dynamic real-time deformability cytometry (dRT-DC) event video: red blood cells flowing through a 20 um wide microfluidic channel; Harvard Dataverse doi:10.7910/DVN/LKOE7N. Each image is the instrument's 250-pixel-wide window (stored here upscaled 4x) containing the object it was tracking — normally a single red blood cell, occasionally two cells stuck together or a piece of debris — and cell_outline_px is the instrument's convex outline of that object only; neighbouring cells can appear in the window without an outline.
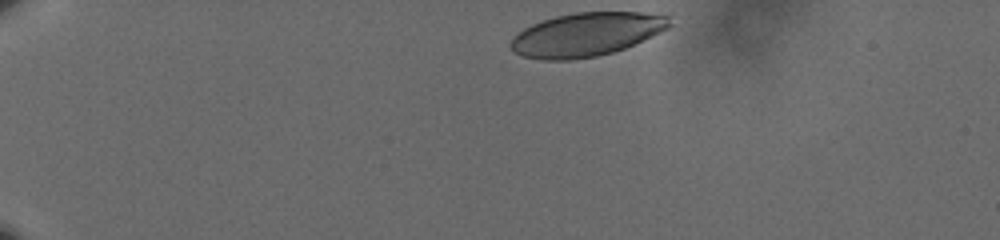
{"species": "human", "species_latin": "Homo sapiens", "temperature_condition": "cold", "stored_images_in_passage": 41, "camera_frame_rate_fps": 3000, "um_per_image_px": 0.085, "donor": {"sex": "male"}, "frame": {"image": 1, "passage_image": 1, "time_ms": 0.0, "image_size_px": [1000, 240], "cell_outline_px": [[672, 24], [668, 28], [624, 48], [612, 52], [596, 56], [568, 60], [544, 60], [524, 56], [516, 52], [512, 48], [512, 40], [524, 28], [532, 24], [556, 16], [576, 12], [640, 12], [668, 16]], "centroid_in_image_um": [49.86, 2.92], "position_along_channel_um": 35.1, "area_um2": 39.59}}
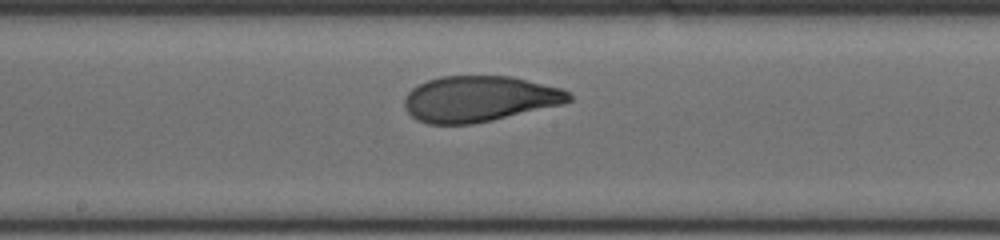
{"frame": {"image": 2, "passage_image": 23, "time_ms": 7.333, "image_size_px": [1000, 240], "cell_outline_px": [[572, 100], [560, 104], [492, 120], [472, 124], [428, 124], [416, 120], [404, 108], [404, 96], [412, 88], [428, 80], [440, 76], [512, 76], [560, 88], [568, 92], [572, 96]], "centroid_in_image_um": [40.68, 8.4], "position_along_channel_um": 207.5, "area_um2": 43.7}}
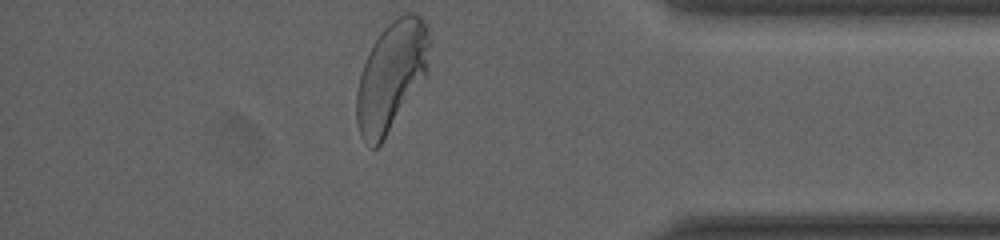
{"frame": {"image": 3, "passage_image": 41, "time_ms": 13.333, "image_size_px": [1000, 240], "cell_outline_px": [[432, 44], [424, 76], [384, 140], [376, 148], [372, 148], [360, 136], [356, 124], [356, 92], [360, 76], [368, 52], [372, 44], [384, 28], [392, 20], [404, 12], [412, 12], [420, 16], [428, 24]], "centroid_in_image_um": [33.26, 6.42], "position_along_channel_um": 401.9, "area_um2": 46.3}, "authors_computed_cell_mechanics": {"area_um2": 43.6968, "velocity_mm_per_s": 3.5674, "shape_relaxation_time_tau1_ms": 3.5485, "shape_relaxation_time_tau2_ms": 1.0897, "deformation_change_tau1": 0.1593, "deformation_change_tau2": 0.0656}}